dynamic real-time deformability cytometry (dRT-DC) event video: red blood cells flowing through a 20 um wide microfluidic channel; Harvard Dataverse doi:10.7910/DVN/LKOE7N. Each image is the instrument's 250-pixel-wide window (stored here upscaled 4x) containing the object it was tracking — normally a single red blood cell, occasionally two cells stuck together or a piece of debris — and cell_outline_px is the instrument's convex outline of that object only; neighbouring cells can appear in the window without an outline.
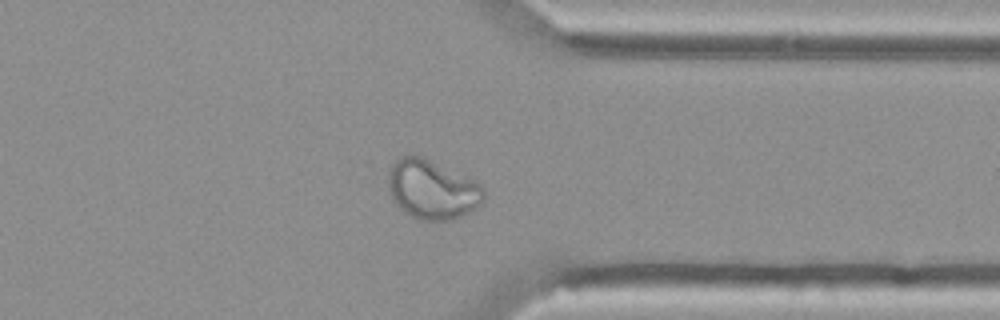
{"species": "Egyptian fruit bat (a non-hibernating species)", "species_latin": "Rousettus aegyptiacus", "temperature_condition": "cold", "stored_images_in_passage": 42, "camera_frame_rate_fps": 3000, "um_per_image_px": 0.085, "animal": {"sex": "female"}, "frame": {"image": 1, "passage_image": 30, "time_ms": 9.667, "image_size_px": [1000, 320], "cell_outline_px": [[484, 200], [476, 208], [460, 216], [448, 220], [424, 220], [412, 216], [404, 212], [392, 200], [388, 184], [388, 172], [392, 164], [400, 156], [424, 156], [480, 184], [484, 188]], "centroid_in_image_um": [36.71, 16.1], "position_along_channel_um": 374.7, "area_um2": 32.71}}
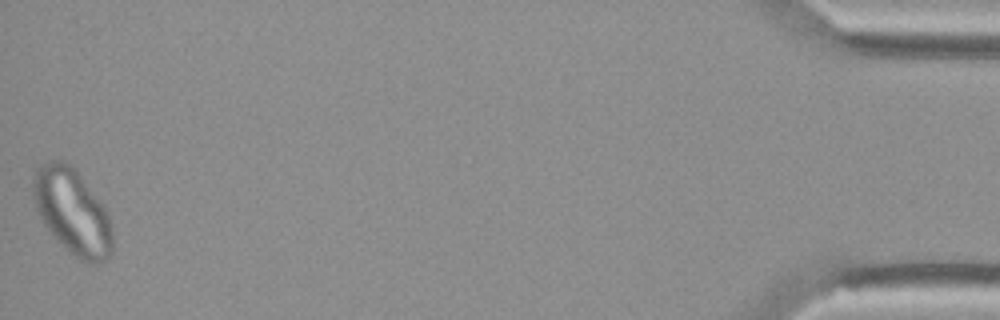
{"frame": {"image": 2, "passage_image": 42, "time_ms": 13.667, "image_size_px": [1000, 320], "cell_outline_px": [[112, 256], [96, 264], [88, 264], [80, 260], [68, 252], [56, 240], [44, 224], [36, 212], [32, 196], [32, 180], [36, 168], [40, 164], [52, 160], [64, 160], [72, 164], [76, 168], [108, 212], [112, 228]], "centroid_in_image_um": [6.13, 17.99], "position_along_channel_um": 429.1, "area_um2": 40.4}}